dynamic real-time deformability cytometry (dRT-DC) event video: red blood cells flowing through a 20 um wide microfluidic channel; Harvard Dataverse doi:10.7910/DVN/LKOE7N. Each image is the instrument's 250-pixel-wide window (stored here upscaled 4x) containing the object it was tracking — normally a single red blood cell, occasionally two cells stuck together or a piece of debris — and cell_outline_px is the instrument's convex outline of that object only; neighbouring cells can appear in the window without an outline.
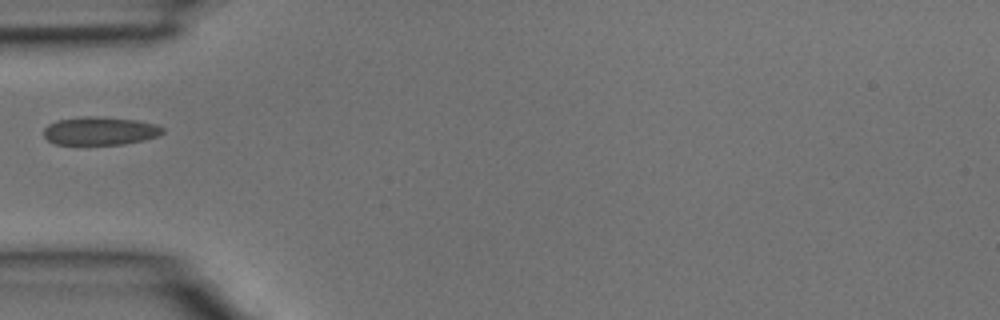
{"species": "common noctule bat (a hibernating species)", "species_latin": "Nyctalus noctula", "temperature_condition": "room temperature", "stored_images_in_passage": 1, "camera_frame_rate_fps": 3000, "um_per_image_px": 0.085, "animal": {"sex": "male", "body_mass_g": 15.6}, "frame": {"image": 1, "passage_image": 1, "time_ms": 0.0, "image_size_px": [1000, 320], "cell_outline_px": [[164, 132], [156, 136], [144, 140], [124, 144], [56, 144], [48, 140], [44, 136], [44, 128], [48, 124], [56, 120], [88, 116], [96, 116], [136, 120], [156, 124], [164, 128]], "centroid_in_image_um": [8.5, 11.12], "position_along_channel_um": 76.5, "area_um2": 19.48}}